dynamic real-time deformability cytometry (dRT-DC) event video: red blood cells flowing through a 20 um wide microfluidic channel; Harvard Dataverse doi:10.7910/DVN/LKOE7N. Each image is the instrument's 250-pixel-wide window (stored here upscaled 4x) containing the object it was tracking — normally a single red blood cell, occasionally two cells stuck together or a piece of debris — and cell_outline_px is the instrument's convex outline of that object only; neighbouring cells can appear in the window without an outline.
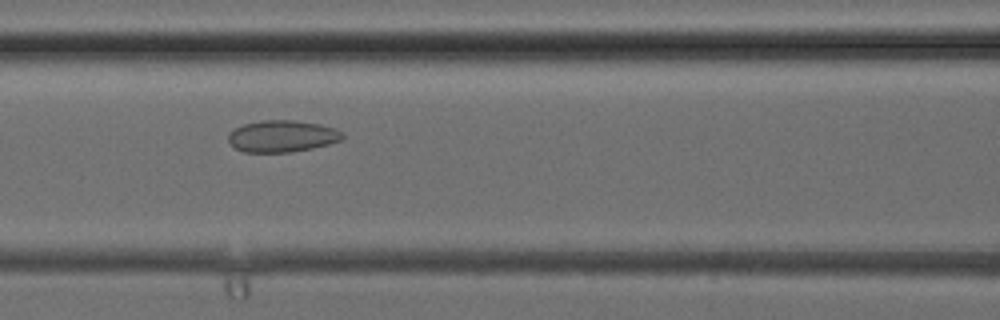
{"species": "common noctule bat (a hibernating species)", "species_latin": "Nyctalus noctula", "temperature_condition": "cold", "stored_images_in_passage": 39, "camera_frame_rate_fps": 3000, "um_per_image_px": 0.085, "animal": {"sex": "female", "body_mass_g": 24.6, "forearm_length_mm": 56.2}, "frame": {"image": 1, "passage_image": 17, "time_ms": 5.333, "image_size_px": [1000, 320], "cell_outline_px": [[344, 140], [312, 148], [292, 152], [244, 152], [236, 148], [228, 140], [228, 132], [244, 124], [260, 120], [296, 120], [320, 124], [336, 128], [344, 132]], "centroid_in_image_um": [24.02, 11.57], "position_along_channel_um": 142.6, "area_um2": 21.33}}
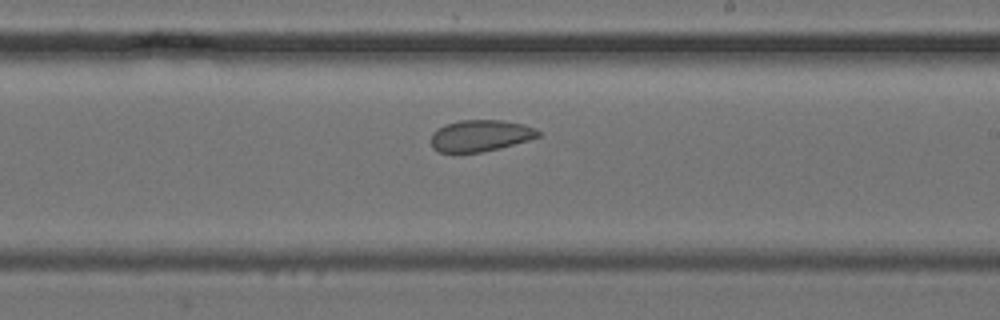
{"frame": {"image": 2, "passage_image": 23, "time_ms": 7.333, "image_size_px": [1000, 320], "cell_outline_px": [[540, 136], [528, 140], [500, 148], [480, 152], [440, 152], [432, 148], [432, 132], [436, 128], [444, 124], [460, 120], [504, 120], [524, 124], [536, 128], [540, 132]], "centroid_in_image_um": [40.83, 11.51], "position_along_channel_um": 248.2, "area_um2": 19.77}}
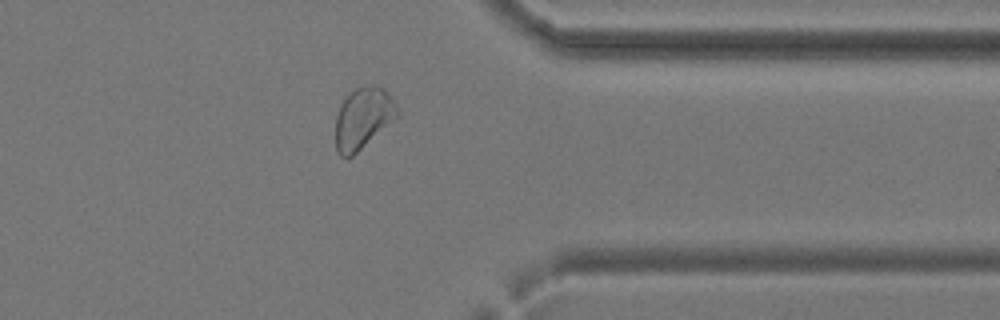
{"frame": {"image": 3, "passage_image": 31, "time_ms": 10.0, "image_size_px": [1000, 320], "cell_outline_px": [[400, 116], [352, 156], [340, 156], [336, 152], [336, 116], [340, 104], [348, 92], [364, 84], [376, 84], [384, 88], [400, 112]], "centroid_in_image_um": [30.86, 10.01], "position_along_channel_um": 380.5, "area_um2": 22.31}}